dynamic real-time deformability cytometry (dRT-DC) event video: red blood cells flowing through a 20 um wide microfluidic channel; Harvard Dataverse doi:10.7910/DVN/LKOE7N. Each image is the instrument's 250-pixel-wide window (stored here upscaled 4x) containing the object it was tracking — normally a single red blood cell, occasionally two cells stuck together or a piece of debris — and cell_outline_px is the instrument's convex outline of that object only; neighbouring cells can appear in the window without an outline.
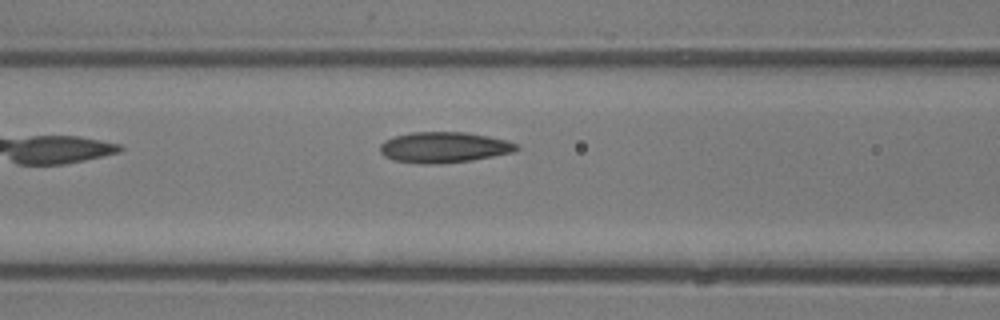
{"species": "common noctule bat (a hibernating species)", "species_latin": "Nyctalus noctula", "temperature_condition": "room temperature", "stored_images_in_passage": 5, "camera_frame_rate_fps": 3000, "um_per_image_px": 0.085, "animal": {"sex": "male", "body_mass_g": 13.3}, "frame": {"image": 1, "passage_image": 4, "time_ms": 1.0, "image_size_px": [1000, 320], "cell_outline_px": [[520, 148], [512, 152], [472, 160], [436, 164], [424, 164], [392, 160], [384, 156], [380, 152], [380, 144], [384, 140], [396, 136], [412, 132], [464, 132], [488, 136], [508, 140], [516, 144]], "centroid_in_image_um": [37.71, 12.52], "position_along_channel_um": 128.9, "area_um2": 24.39}}